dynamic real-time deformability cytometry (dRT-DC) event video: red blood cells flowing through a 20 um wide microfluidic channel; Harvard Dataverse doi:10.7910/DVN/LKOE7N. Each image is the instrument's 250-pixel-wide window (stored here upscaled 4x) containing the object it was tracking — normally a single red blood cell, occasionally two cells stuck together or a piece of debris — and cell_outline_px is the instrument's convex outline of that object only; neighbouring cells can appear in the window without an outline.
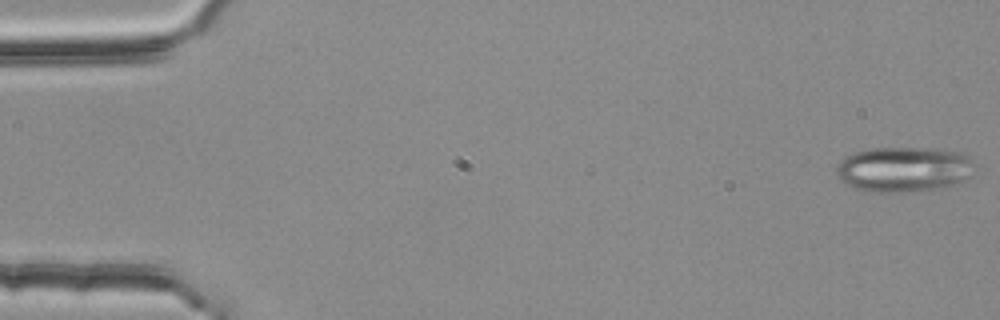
{"species": "common noctule bat (a hibernating species)", "species_latin": "Nyctalus noctula", "temperature_condition": "room temperature", "stored_images_in_passage": 37, "camera_frame_rate_fps": 3000, "um_per_image_px": 0.085, "animal": {"sex": "female", "body_mass_g": 25.1}, "frame": {"image": 1, "passage_image": 1, "time_ms": 0.0, "image_size_px": [1000, 320], "cell_outline_px": [[972, 160], [968, 176], [964, 180], [940, 188], [900, 192], [872, 192], [856, 188], [844, 184], [840, 180], [836, 172], [836, 164], [848, 156], [856, 152], [872, 148], [916, 148], [956, 152]], "centroid_in_image_um": [76.71, 14.4], "position_along_channel_um": 8.3, "area_um2": 35.55}}
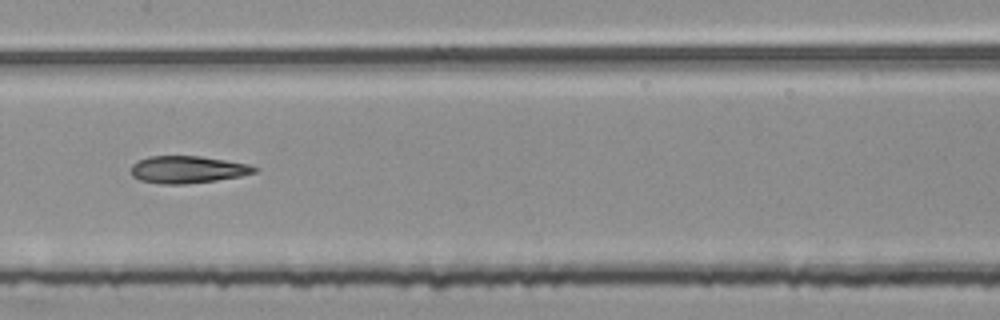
{"frame": {"image": 2, "passage_image": 27, "time_ms": 8.667, "image_size_px": [1000, 320], "cell_outline_px": [[260, 168], [256, 172], [240, 176], [216, 180], [184, 184], [160, 184], [140, 180], [132, 176], [132, 164], [148, 156], [200, 156], [248, 164]], "centroid_in_image_um": [15.95, 14.41], "position_along_channel_um": 191.5, "area_um2": 19.48}}
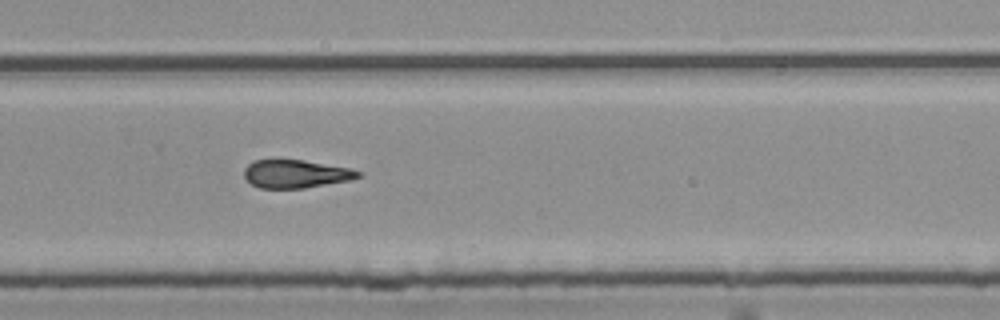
{"frame": {"image": 3, "passage_image": 36, "time_ms": 11.667, "image_size_px": [1000, 320], "cell_outline_px": [[364, 176], [352, 180], [304, 188], [260, 188], [252, 184], [244, 176], [244, 168], [248, 164], [256, 160], [304, 160], [348, 168], [364, 172]], "centroid_in_image_um": [25.2, 14.78], "position_along_channel_um": 304.6, "area_um2": 18.73}}